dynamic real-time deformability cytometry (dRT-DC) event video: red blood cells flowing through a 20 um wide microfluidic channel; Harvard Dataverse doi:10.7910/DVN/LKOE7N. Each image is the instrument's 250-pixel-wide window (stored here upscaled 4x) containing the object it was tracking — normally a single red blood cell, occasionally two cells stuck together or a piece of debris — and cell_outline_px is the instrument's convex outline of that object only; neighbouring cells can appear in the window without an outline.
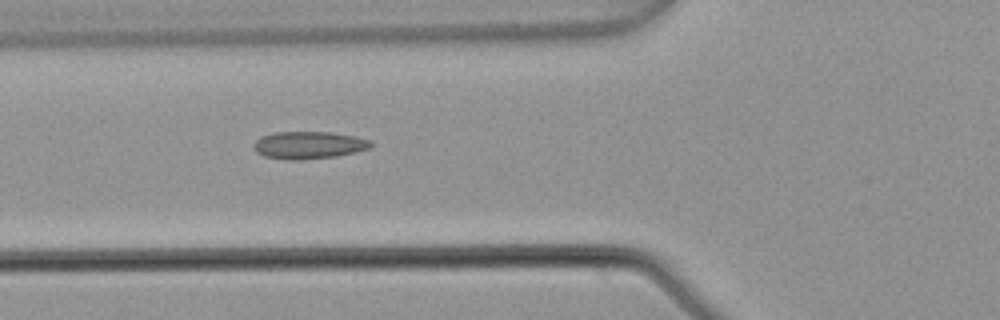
{"species": "common noctule bat (a hibernating species)", "species_latin": "Nyctalus noctula", "temperature_condition": "warm", "stored_images_in_passage": 5, "camera_frame_rate_fps": 3000, "um_per_image_px": 0.085, "animal": {"sex": "male", "body_mass_g": 21.5, "forearm_length_mm": 52.0}, "frame": {"image": 1, "passage_image": 5, "time_ms": 1.333, "image_size_px": [1000, 320], "cell_outline_px": [[372, 144], [368, 148], [356, 152], [336, 156], [296, 160], [292, 160], [264, 156], [256, 152], [252, 148], [256, 140], [260, 136], [272, 132], [332, 132], [356, 136], [368, 140]], "centroid_in_image_um": [26.2, 12.32], "position_along_channel_um": 99.6, "area_um2": 18.67}}